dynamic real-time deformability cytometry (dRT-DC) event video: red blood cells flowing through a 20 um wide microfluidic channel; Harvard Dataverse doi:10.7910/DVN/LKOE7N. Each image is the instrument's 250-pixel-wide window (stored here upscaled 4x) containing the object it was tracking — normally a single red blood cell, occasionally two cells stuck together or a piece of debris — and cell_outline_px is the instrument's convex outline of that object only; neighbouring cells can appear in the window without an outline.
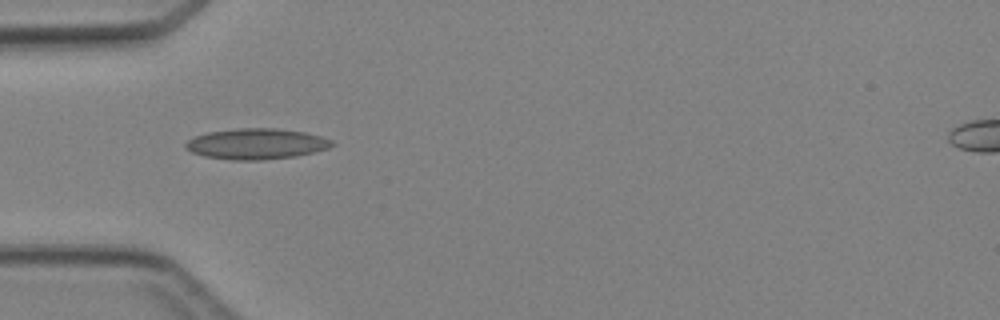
{"species": "Egyptian fruit bat (a non-hibernating species)", "species_latin": "Rousettus aegyptiacus", "temperature_condition": "cold", "stored_images_in_passage": 2, "camera_frame_rate_fps": 3000, "um_per_image_px": 0.085, "animal": {"sex": "female"}, "frame": {"image": 1, "passage_image": 1, "time_ms": 0.0, "image_size_px": [1000, 320], "cell_outline_px": [[336, 144], [328, 148], [296, 156], [260, 160], [232, 160], [204, 156], [192, 152], [184, 148], [184, 144], [192, 136], [208, 132], [240, 128], [276, 128], [304, 132], [320, 136], [332, 140]], "centroid_in_image_um": [21.76, 12.22], "position_along_channel_um": 63.2, "area_um2": 26.24}}
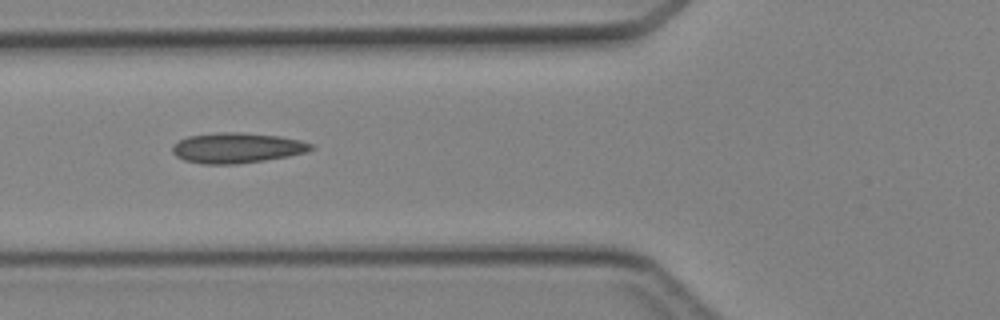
{"frame": {"image": 2, "passage_image": 2, "time_ms": 1.0, "image_size_px": [1000, 320], "cell_outline_px": [[316, 148], [308, 152], [288, 156], [264, 160], [236, 164], [204, 164], [184, 160], [176, 156], [172, 152], [172, 148], [180, 140], [188, 136], [220, 132], [240, 132], [280, 136], [300, 140], [312, 144]], "centroid_in_image_um": [20.18, 12.57], "position_along_channel_um": 105.6, "area_um2": 24.45}}